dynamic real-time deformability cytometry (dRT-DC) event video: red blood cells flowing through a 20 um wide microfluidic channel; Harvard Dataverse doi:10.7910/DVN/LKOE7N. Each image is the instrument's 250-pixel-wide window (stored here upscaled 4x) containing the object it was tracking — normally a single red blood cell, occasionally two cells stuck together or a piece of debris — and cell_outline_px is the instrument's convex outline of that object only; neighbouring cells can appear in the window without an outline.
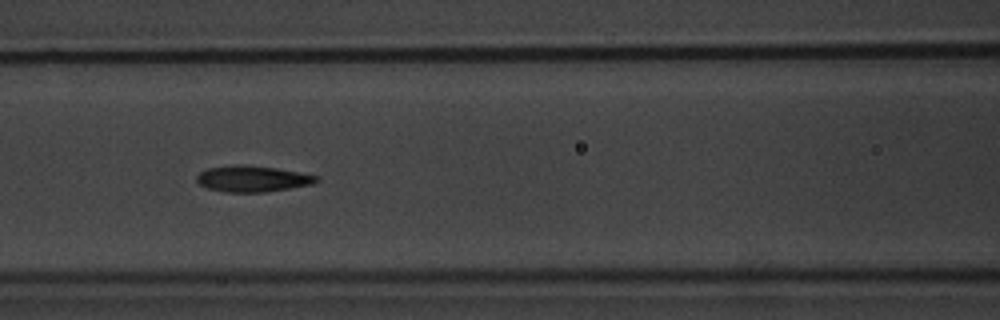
{"species": "common noctule bat (a hibernating species)", "species_latin": "Nyctalus noctula", "temperature_condition": "warm", "stored_images_in_passage": 27, "camera_frame_rate_fps": 3000, "um_per_image_px": 0.085, "animal": {"sex": "male", "body_mass_g": 20.1, "forearm_length_mm": 53.5}, "frame": {"image": 1, "passage_image": 12, "time_ms": 3.667, "image_size_px": [1000, 320], "cell_outline_px": [[320, 180], [312, 184], [264, 192], [228, 192], [208, 188], [200, 184], [196, 180], [196, 176], [200, 172], [208, 168], [236, 164], [276, 168], [300, 172], [320, 176]], "centroid_in_image_um": [21.48, 15.19], "position_along_channel_um": 145.1, "area_um2": 18.09}}